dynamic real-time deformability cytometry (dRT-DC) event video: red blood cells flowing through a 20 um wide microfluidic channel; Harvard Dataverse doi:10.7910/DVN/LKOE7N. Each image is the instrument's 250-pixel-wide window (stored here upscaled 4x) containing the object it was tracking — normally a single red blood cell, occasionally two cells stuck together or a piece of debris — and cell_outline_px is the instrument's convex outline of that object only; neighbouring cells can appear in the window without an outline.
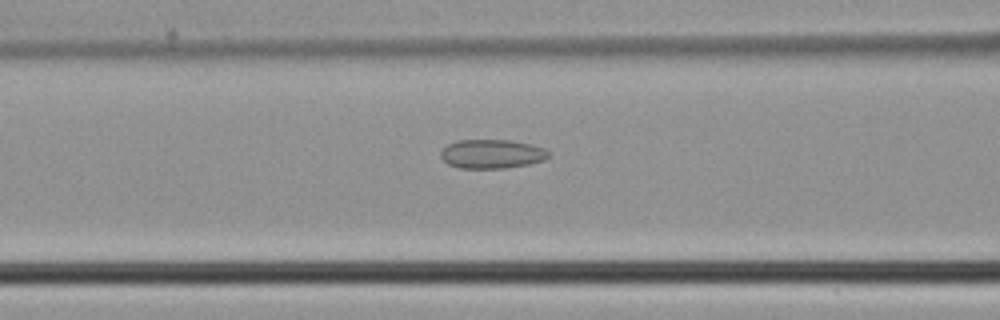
{"species": "common noctule bat (a hibernating species)", "species_latin": "Nyctalus noctula", "temperature_condition": "cold", "stored_images_in_passage": 26, "camera_frame_rate_fps": 3000, "um_per_image_px": 0.085, "animal": {"sex": "male", "body_mass_g": 21.5, "forearm_length_mm": 52.0}, "frame": {"image": 1, "passage_image": 7, "time_ms": 2.0, "image_size_px": [1000, 320], "cell_outline_px": [[548, 156], [544, 160], [528, 164], [504, 168], [460, 168], [448, 164], [440, 156], [440, 152], [448, 144], [456, 140], [512, 140], [532, 144], [544, 148], [548, 152]], "centroid_in_image_um": [41.79, 13.07], "position_along_channel_um": 124.8, "area_um2": 18.21}}
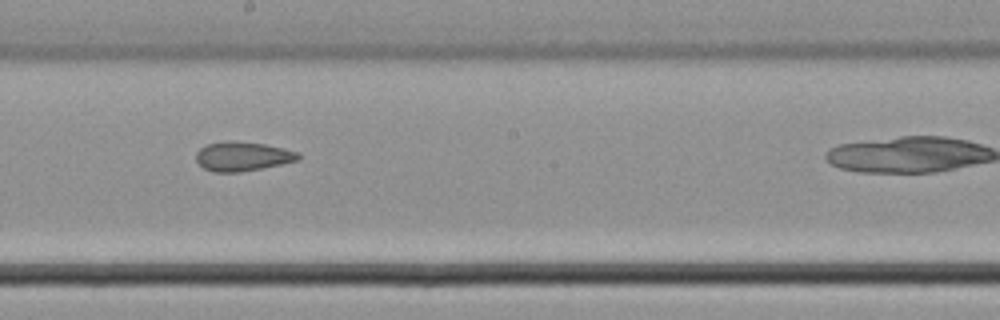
{"frame": {"image": 2, "passage_image": 14, "time_ms": 4.333, "image_size_px": [1000, 320], "cell_outline_px": [[300, 160], [240, 172], [212, 172], [204, 168], [196, 160], [196, 152], [200, 148], [208, 144], [264, 144], [296, 152], [300, 156]], "centroid_in_image_um": [20.61, 13.35], "position_along_channel_um": 227.6, "area_um2": 16.36}}
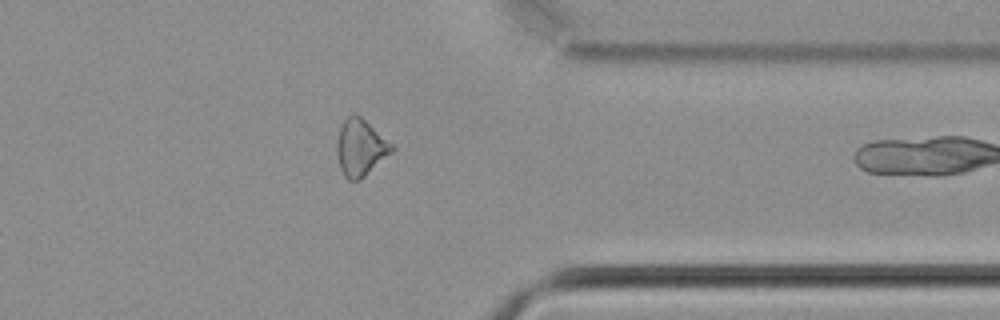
{"frame": {"image": 3, "passage_image": 25, "time_ms": 8.0, "image_size_px": [1000, 320], "cell_outline_px": [[396, 148], [392, 152], [364, 176], [356, 180], [348, 180], [344, 176], [340, 168], [336, 152], [336, 140], [340, 128], [344, 120], [352, 112], [356, 112], [392, 144]], "centroid_in_image_um": [30.61, 12.52], "position_along_channel_um": 380.8, "area_um2": 18.03}}